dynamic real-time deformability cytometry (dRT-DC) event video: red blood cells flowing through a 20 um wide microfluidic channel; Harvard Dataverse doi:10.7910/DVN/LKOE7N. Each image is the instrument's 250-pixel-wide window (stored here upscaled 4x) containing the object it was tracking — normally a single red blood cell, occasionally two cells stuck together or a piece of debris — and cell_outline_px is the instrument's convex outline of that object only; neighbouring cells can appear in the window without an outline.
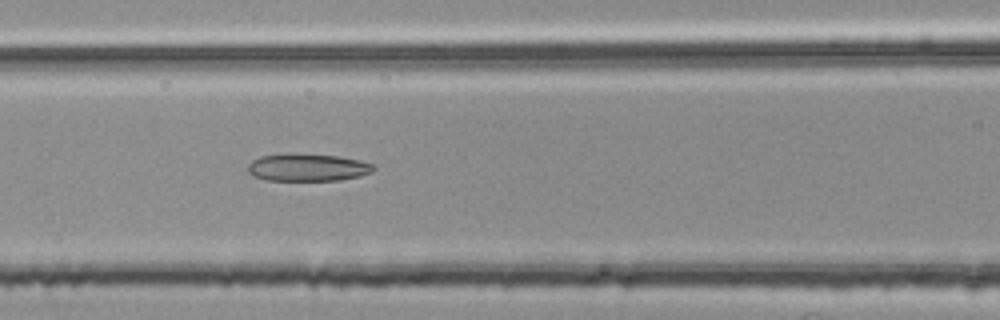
{"species": "common noctule bat (a hibernating species)", "species_latin": "Nyctalus noctula", "temperature_condition": "room temperature", "stored_images_in_passage": 33, "camera_frame_rate_fps": 3000, "um_per_image_px": 0.085, "animal": {"sex": "female", "body_mass_g": 25.1}, "frame": {"image": 1, "passage_image": 7, "time_ms": 2.0, "image_size_px": [1000, 320], "cell_outline_px": [[376, 168], [372, 172], [360, 176], [340, 180], [268, 180], [256, 176], [248, 172], [248, 164], [252, 160], [260, 156], [336, 156], [360, 160], [372, 164]], "centroid_in_image_um": [26.2, 14.27], "position_along_channel_um": 140.4, "area_um2": 19.13}}
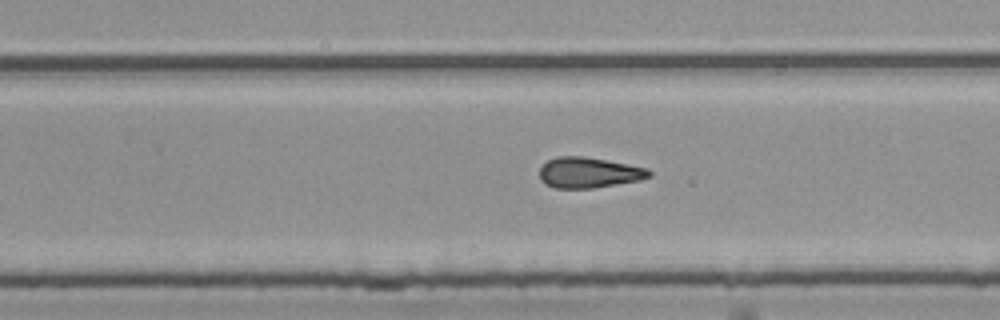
{"frame": {"image": 2, "passage_image": 18, "time_ms": 5.667, "image_size_px": [1000, 320], "cell_outline_px": [[652, 176], [640, 180], [592, 188], [556, 188], [544, 184], [540, 180], [540, 168], [548, 160], [556, 156], [584, 156], [628, 164], [648, 168], [652, 172]], "centroid_in_image_um": [50.05, 14.67], "position_along_channel_um": 279.8, "area_um2": 19.59}}
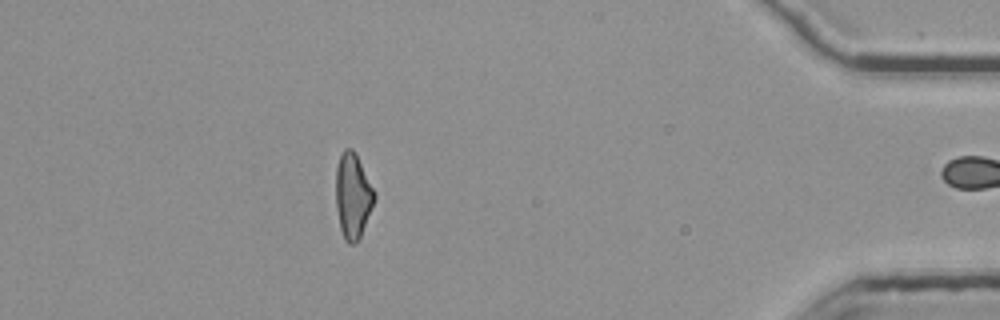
{"frame": {"image": 3, "passage_image": 32, "time_ms": 10.333, "image_size_px": [1000, 320], "cell_outline_px": [[376, 196], [360, 236], [352, 244], [348, 244], [344, 240], [340, 228], [336, 208], [336, 168], [340, 156], [344, 148], [352, 148], [356, 152]], "centroid_in_image_um": [29.96, 16.62], "position_along_channel_um": 405.2, "area_um2": 18.84}}